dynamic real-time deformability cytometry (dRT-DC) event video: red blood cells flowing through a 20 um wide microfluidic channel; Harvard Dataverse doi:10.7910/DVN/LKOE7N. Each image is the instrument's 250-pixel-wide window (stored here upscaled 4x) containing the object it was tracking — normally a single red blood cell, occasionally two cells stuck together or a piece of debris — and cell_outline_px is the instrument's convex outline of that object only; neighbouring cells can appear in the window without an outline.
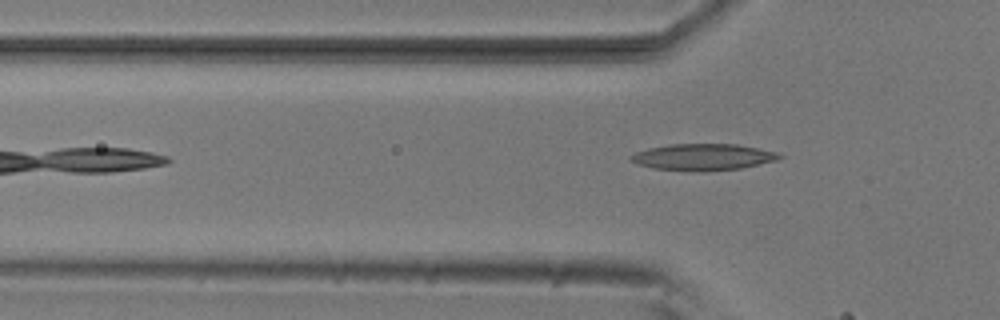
{"species": "common noctule bat (a hibernating species)", "species_latin": "Nyctalus noctula", "temperature_condition": "room temperature", "stored_images_in_passage": 4, "camera_frame_rate_fps": 3000, "um_per_image_px": 0.085, "animal": {"sex": "male", "body_mass_g": 20.5, "forearm_length_mm": 52.5}, "frame": {"image": 1, "passage_image": 4, "time_ms": 1.0, "image_size_px": [1000, 320], "cell_outline_px": [[784, 156], [776, 160], [740, 168], [704, 172], [700, 172], [652, 168], [628, 160], [628, 156], [636, 152], [648, 148], [668, 144], [736, 144], [780, 152]], "centroid_in_image_um": [59.75, 13.35], "position_along_channel_um": 66.1, "area_um2": 23.12}}